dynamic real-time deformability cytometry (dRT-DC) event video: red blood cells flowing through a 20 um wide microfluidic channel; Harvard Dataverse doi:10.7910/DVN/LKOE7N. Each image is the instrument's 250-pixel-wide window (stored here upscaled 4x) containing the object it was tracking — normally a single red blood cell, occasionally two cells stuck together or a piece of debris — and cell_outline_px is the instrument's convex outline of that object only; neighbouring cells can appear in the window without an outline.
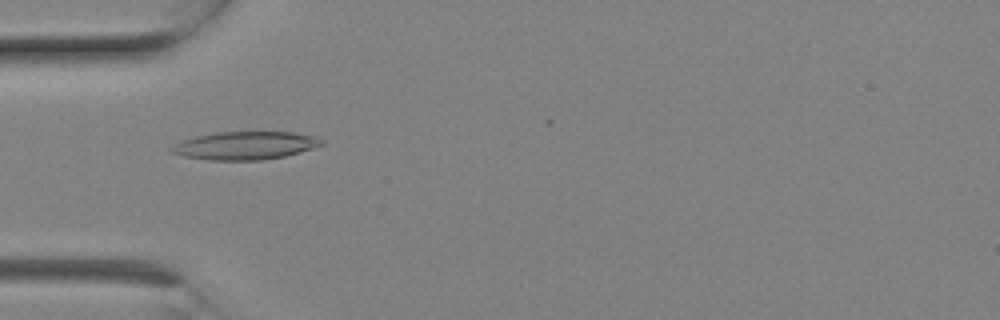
{"species": "Egyptian fruit bat (a non-hibernating species)", "species_latin": "Rousettus aegyptiacus", "temperature_condition": "room temperature", "stored_images_in_passage": 7, "camera_frame_rate_fps": 3000, "um_per_image_px": 0.085, "animal": {"sex": "female"}, "frame": {"image": 1, "passage_image": 6, "time_ms": 1.667, "image_size_px": [1000, 320], "cell_outline_px": [[324, 144], [300, 152], [284, 156], [260, 160], [208, 160], [184, 156], [172, 152], [168, 148], [180, 140], [196, 136], [216, 132], [292, 132], [316, 136], [324, 140]], "centroid_in_image_um": [20.82, 12.36], "position_along_channel_um": 64.2, "area_um2": 24.57}}
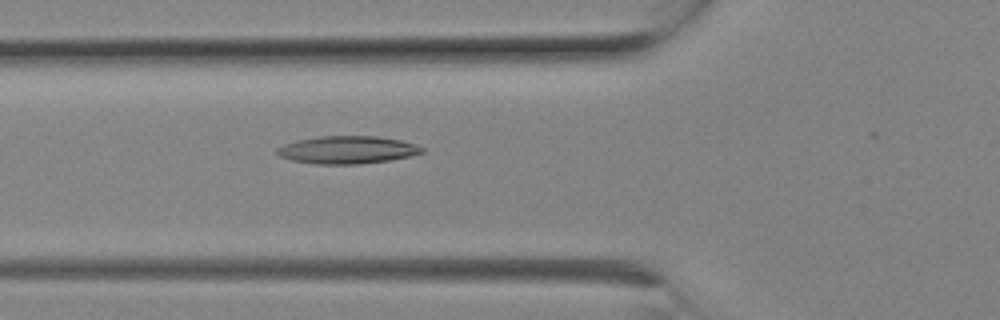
{"frame": {"image": 2, "passage_image": 7, "time_ms": 2.0, "image_size_px": [1000, 320], "cell_outline_px": [[424, 152], [408, 156], [388, 160], [360, 164], [316, 164], [292, 160], [280, 156], [276, 152], [276, 148], [284, 144], [296, 140], [320, 136], [376, 136], [400, 140], [416, 144], [424, 148]], "centroid_in_image_um": [29.5, 12.73], "position_along_channel_um": 96.3, "area_um2": 23.29}}